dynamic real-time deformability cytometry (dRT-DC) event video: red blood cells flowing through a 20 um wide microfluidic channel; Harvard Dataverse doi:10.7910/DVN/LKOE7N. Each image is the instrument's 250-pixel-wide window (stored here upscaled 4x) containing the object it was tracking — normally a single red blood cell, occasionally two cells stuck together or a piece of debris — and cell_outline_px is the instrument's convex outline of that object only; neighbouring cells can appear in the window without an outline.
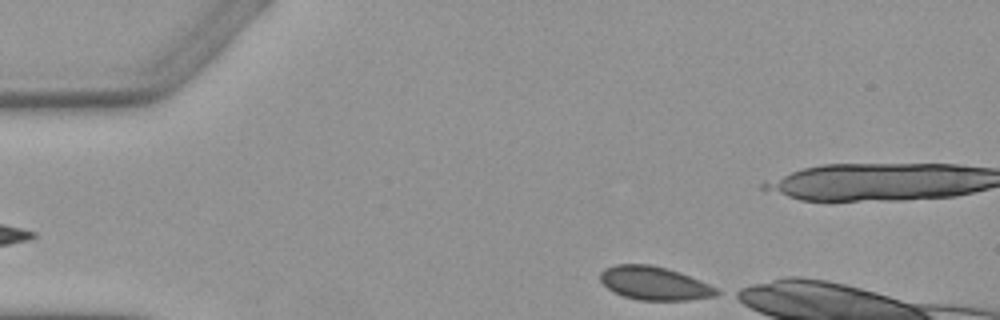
{"species": "Egyptian fruit bat (a non-hibernating species)", "species_latin": "Rousettus aegyptiacus", "temperature_condition": "warm", "stored_images_in_passage": 2, "segment_of_instrument_passage": [2, 2], "camera_frame_rate_fps": 3000, "um_per_image_px": 0.085, "animal": {"sex": "female"}, "frame": {"image": 1, "passage_image": 2, "time_ms": 1.333, "image_size_px": [1000, 320], "cell_outline_px": [[724, 292], [716, 296], [688, 300], [640, 300], [624, 296], [608, 288], [600, 280], [600, 272], [604, 268], [616, 264], [648, 264], [668, 268], [700, 280]], "centroid_in_image_um": [55.65, 24.07], "position_along_channel_um": 29.4, "area_um2": 22.66}}